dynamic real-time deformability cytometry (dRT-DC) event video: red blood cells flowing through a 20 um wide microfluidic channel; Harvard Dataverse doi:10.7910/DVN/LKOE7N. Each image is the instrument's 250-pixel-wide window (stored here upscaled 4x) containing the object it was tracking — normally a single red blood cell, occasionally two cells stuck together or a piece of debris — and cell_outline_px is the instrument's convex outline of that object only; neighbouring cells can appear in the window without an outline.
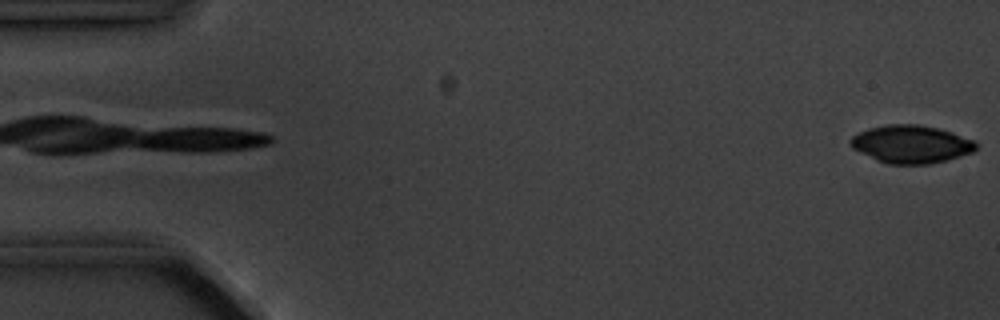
{"species": "common noctule bat (a hibernating species)", "species_latin": "Nyctalus noctula", "temperature_condition": "cold", "stored_images_in_passage": 5, "camera_frame_rate_fps": 3000, "um_per_image_px": 0.085, "animal": {"sex": "male", "body_mass_g": 20.1, "forearm_length_mm": 53.5}, "frame": {"image": 1, "passage_image": 5, "time_ms": 5.333, "image_size_px": [1000, 320], "cell_outline_px": [[976, 148], [972, 152], [944, 160], [928, 164], [888, 164], [860, 152], [852, 148], [848, 140], [852, 136], [868, 128], [888, 124], [920, 124], [940, 128], [976, 140]], "centroid_in_image_um": [77.44, 12.23], "position_along_channel_um": 7.6, "area_um2": 27.63}}